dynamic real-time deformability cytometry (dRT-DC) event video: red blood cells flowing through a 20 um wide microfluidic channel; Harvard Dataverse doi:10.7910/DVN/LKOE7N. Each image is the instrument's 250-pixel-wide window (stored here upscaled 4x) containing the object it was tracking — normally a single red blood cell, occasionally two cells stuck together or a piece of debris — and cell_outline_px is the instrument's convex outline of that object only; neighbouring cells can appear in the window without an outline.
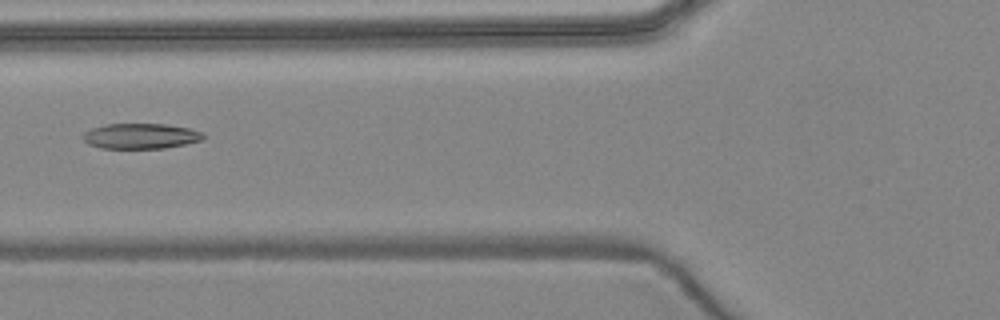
{"species": "common noctule bat (a hibernating species)", "species_latin": "Nyctalus noctula", "temperature_condition": "warm", "stored_images_in_passage": 7, "camera_frame_rate_fps": 3000, "um_per_image_px": 0.085, "animal": {"sex": "female", "body_mass_g": 24.6, "forearm_length_mm": 56.2}, "frame": {"image": 1, "passage_image": 6, "time_ms": 6.0, "image_size_px": [1000, 320], "cell_outline_px": [[204, 140], [164, 148], [100, 148], [88, 144], [80, 136], [84, 132], [92, 128], [108, 124], [164, 124], [188, 128], [204, 132]], "centroid_in_image_um": [11.95, 11.57], "position_along_channel_um": 113.8, "area_um2": 17.8}}
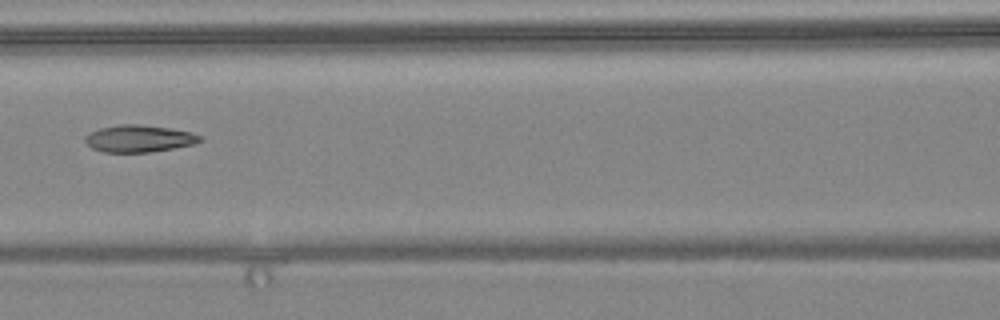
{"frame": {"image": 2, "passage_image": 7, "time_ms": 7.0, "image_size_px": [1000, 320], "cell_outline_px": [[200, 140], [192, 144], [172, 148], [148, 152], [104, 152], [92, 148], [84, 140], [84, 136], [88, 132], [100, 128], [120, 124], [140, 124], [172, 128], [192, 132], [200, 136]], "centroid_in_image_um": [11.76, 11.76], "position_along_channel_um": 154.8, "area_um2": 18.03}}